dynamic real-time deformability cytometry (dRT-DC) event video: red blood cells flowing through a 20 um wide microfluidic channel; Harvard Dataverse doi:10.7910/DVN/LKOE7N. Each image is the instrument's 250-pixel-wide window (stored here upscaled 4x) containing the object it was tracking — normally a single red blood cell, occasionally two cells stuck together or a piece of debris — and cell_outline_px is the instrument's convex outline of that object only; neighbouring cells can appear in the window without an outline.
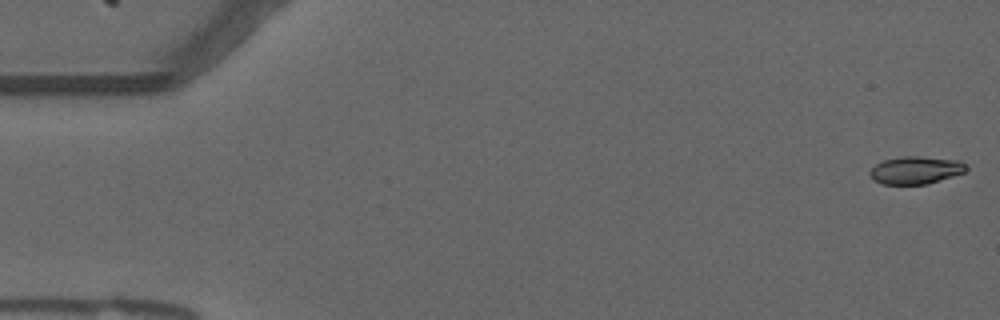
{"species": "common noctule bat (a hibernating species)", "species_latin": "Nyctalus noctula", "temperature_condition": "warm", "stored_images_in_passage": 8, "camera_frame_rate_fps": 3000, "um_per_image_px": 0.085, "animal": {"sex": "male", "forearm_length_mm": 52.5}, "frame": {"image": 1, "passage_image": 1, "time_ms": 0.0, "image_size_px": [1000, 320], "cell_outline_px": [[968, 168], [964, 172], [928, 184], [880, 184], [872, 180], [868, 172], [876, 164], [884, 160], [900, 156], [920, 156], [956, 160], [964, 164]], "centroid_in_image_um": [77.78, 14.47], "position_along_channel_um": 7.2, "area_um2": 15.49}}